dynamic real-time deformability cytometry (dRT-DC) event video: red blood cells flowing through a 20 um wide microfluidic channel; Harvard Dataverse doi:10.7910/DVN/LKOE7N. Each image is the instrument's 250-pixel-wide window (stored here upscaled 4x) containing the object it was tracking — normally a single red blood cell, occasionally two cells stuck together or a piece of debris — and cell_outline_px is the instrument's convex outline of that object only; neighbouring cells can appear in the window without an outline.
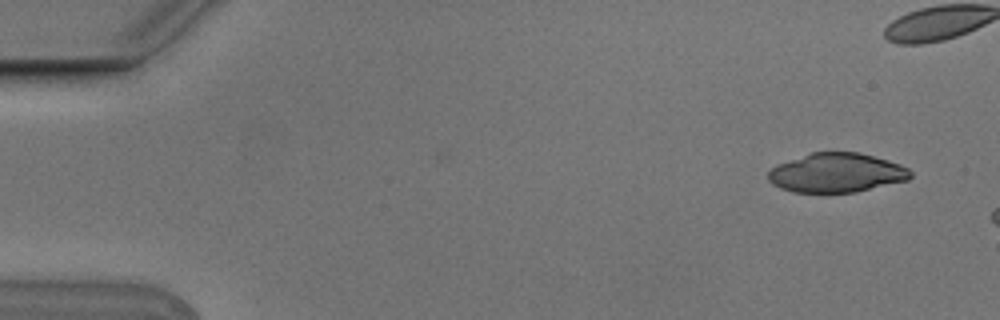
{"species": "Egyptian fruit bat (a non-hibernating species)", "species_latin": "Rousettus aegyptiacus", "temperature_condition": "cold", "stored_images_in_passage": 3, "camera_frame_rate_fps": 3000, "um_per_image_px": 0.085, "animal": {"sex": "male"}, "frame": {"image": 1, "passage_image": 1, "time_ms": 0.0, "image_size_px": [1000, 320], "cell_outline_px": [[912, 176], [908, 180], [852, 192], [792, 192], [780, 188], [772, 184], [768, 180], [768, 172], [776, 164], [812, 152], [860, 152], [888, 160], [900, 164], [908, 168], [912, 172]], "centroid_in_image_um": [71.09, 14.68], "position_along_channel_um": 13.9, "area_um2": 32.48}}